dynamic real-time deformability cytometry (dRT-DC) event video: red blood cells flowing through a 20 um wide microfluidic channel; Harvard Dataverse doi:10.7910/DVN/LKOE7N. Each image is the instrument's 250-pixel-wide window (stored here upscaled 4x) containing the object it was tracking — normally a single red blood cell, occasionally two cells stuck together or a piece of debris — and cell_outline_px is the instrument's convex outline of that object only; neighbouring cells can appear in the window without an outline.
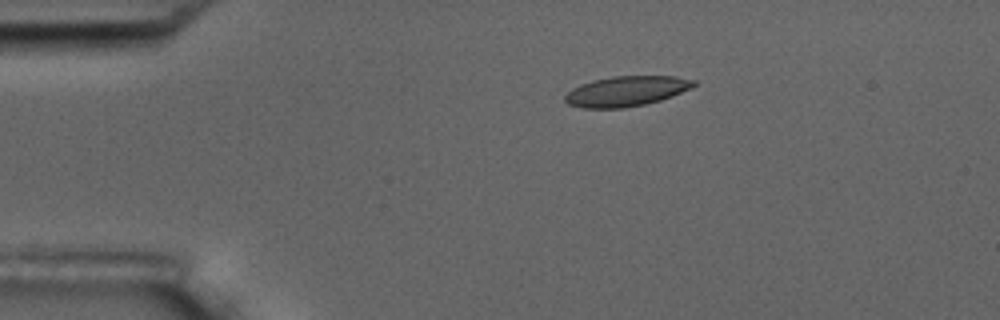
{"species": "common noctule bat (a hibernating species)", "species_latin": "Nyctalus noctula", "temperature_condition": "room temperature", "stored_images_in_passage": 5, "camera_frame_rate_fps": 3000, "um_per_image_px": 0.085, "animal": {"sex": "male", "body_mass_g": 17.5, "forearm_length_mm": 52.3}, "frame": {"image": 1, "passage_image": 3, "time_ms": 2.333, "image_size_px": [1000, 320], "cell_outline_px": [[696, 84], [692, 88], [672, 96], [660, 100], [644, 104], [624, 108], [580, 108], [568, 104], [564, 100], [564, 96], [572, 88], [580, 84], [592, 80], [612, 76], [676, 76], [696, 80]], "centroid_in_image_um": [53.22, 7.75], "position_along_channel_um": 31.8, "area_um2": 22.77}}